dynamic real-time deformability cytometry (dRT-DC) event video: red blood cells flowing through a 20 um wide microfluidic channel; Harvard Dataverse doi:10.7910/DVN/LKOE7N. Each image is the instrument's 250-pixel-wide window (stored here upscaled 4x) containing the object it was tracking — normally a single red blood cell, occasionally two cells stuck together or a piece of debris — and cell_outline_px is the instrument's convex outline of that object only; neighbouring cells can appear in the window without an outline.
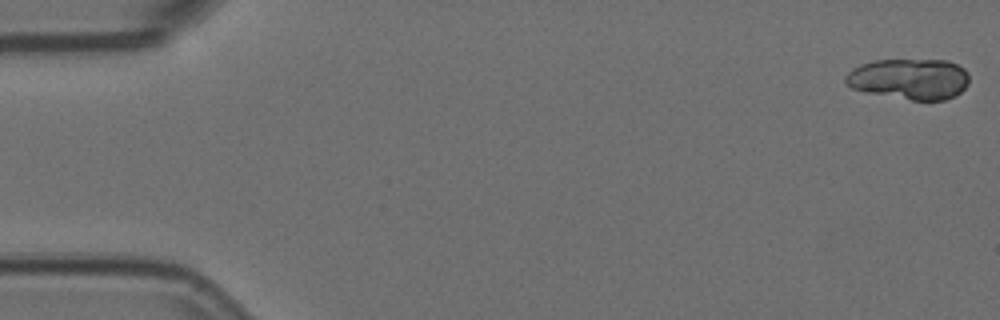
{"species": "Egyptian fruit bat (a non-hibernating species)", "species_latin": "Rousettus aegyptiacus", "temperature_condition": "room temperature", "stored_images_in_passage": 38, "camera_frame_rate_fps": 3000, "um_per_image_px": 0.085, "animal": {"sex": "female"}, "frame": {"image": 1, "passage_image": 1, "time_ms": 0.0, "image_size_px": [1000, 320], "cell_outline_px": [[968, 84], [956, 96], [944, 100], [912, 100], [864, 92], [852, 88], [844, 80], [844, 76], [852, 68], [860, 64], [872, 60], [948, 60], [964, 68], [968, 72]], "centroid_in_image_um": [77.29, 6.71], "position_along_channel_um": 7.7, "area_um2": 29.65}}